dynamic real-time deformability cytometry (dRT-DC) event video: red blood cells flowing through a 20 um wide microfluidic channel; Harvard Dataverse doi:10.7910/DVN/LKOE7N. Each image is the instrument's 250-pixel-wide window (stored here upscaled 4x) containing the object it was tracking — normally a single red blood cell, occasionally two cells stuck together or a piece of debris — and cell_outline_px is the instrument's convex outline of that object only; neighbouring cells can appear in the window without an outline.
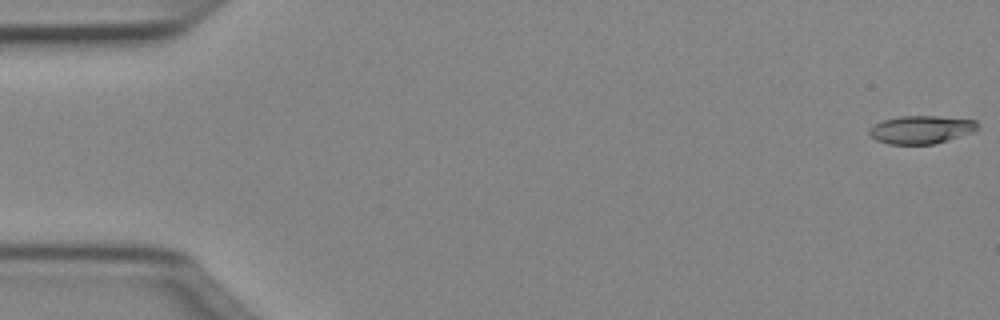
{"species": "Egyptian fruit bat (a non-hibernating species)", "species_latin": "Rousettus aegyptiacus", "temperature_condition": "cold", "stored_images_in_passage": 50, "camera_frame_rate_fps": 3000, "um_per_image_px": 0.085, "animal": {"sex": "female"}, "frame": {"image": 1, "passage_image": 1, "time_ms": 0.0, "image_size_px": [1000, 320], "cell_outline_px": [[980, 124], [972, 132], [936, 144], [888, 144], [876, 140], [868, 132], [868, 128], [872, 124], [880, 120], [900, 116], [936, 116], [976, 120]], "centroid_in_image_um": [78.25, 11.01], "position_along_channel_um": 6.8, "area_um2": 17.86}}
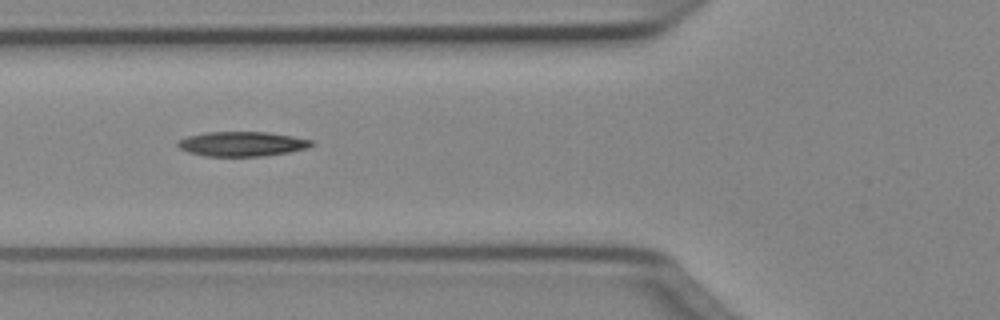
{"frame": {"image": 2, "passage_image": 19, "time_ms": 6.0, "image_size_px": [1000, 320], "cell_outline_px": [[312, 144], [308, 148], [288, 152], [264, 156], [204, 156], [188, 152], [180, 148], [176, 144], [176, 140], [188, 136], [204, 132], [268, 132], [292, 136], [312, 140]], "centroid_in_image_um": [20.53, 12.23], "position_along_channel_um": 105.3, "area_um2": 19.25}}
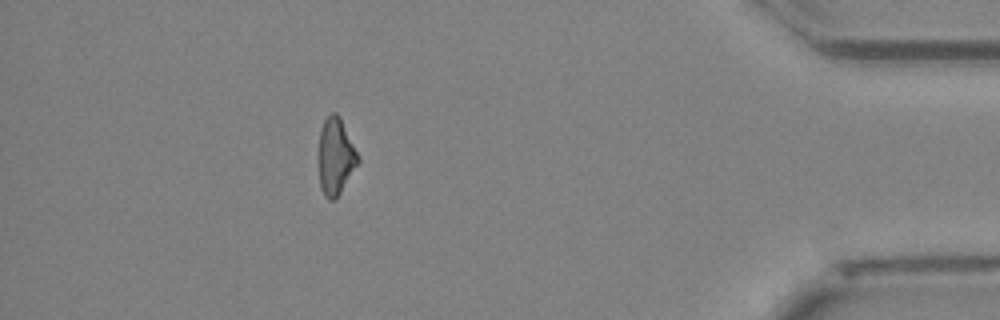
{"frame": {"image": 3, "passage_image": 45, "time_ms": 14.667, "image_size_px": [1000, 320], "cell_outline_px": [[360, 160], [336, 200], [328, 200], [324, 196], [320, 188], [320, 128], [324, 120], [332, 112], [336, 112], [340, 116], [360, 156]], "centroid_in_image_um": [28.55, 13.3], "position_along_channel_um": 406.6, "area_um2": 17.57}, "authors_computed_cell_mechanics": {"area_um2": 18.5249, "velocity_mm_per_s": 4.0504, "shape_relaxation_time_tau1_ms": null, "shape_relaxation_time_tau2_ms": 8.3349, "deformation_change_tau1": null, "deformation_change_tau2": 0.2137}}